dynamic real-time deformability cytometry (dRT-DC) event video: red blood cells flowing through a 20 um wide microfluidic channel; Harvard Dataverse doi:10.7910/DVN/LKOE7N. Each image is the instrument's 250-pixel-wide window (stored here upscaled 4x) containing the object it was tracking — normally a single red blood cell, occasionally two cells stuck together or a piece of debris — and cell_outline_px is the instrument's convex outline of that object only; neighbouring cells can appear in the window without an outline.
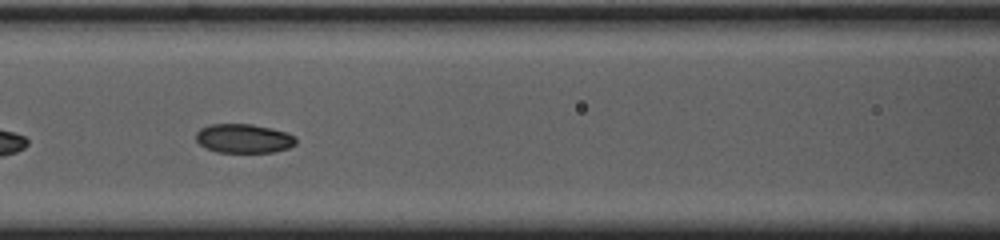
{"species": "common noctule bat (a hibernating species)", "species_latin": "Nyctalus noctula", "temperature_condition": "cold", "stored_images_in_passage": 16, "camera_frame_rate_fps": 3000, "um_per_image_px": 0.085, "animal": {"sex": "female", "body_mass_g": 23.0, "forearm_length_mm": 53.4}, "frame": {"image": 1, "passage_image": 10, "time_ms": 3.0, "image_size_px": [1000, 240], "cell_outline_px": [[296, 144], [288, 148], [272, 152], [216, 152], [204, 148], [196, 140], [196, 132], [200, 128], [208, 124], [252, 124], [272, 128], [288, 132], [296, 136]], "centroid_in_image_um": [20.71, 11.76], "position_along_channel_um": 145.9, "area_um2": 17.17}}